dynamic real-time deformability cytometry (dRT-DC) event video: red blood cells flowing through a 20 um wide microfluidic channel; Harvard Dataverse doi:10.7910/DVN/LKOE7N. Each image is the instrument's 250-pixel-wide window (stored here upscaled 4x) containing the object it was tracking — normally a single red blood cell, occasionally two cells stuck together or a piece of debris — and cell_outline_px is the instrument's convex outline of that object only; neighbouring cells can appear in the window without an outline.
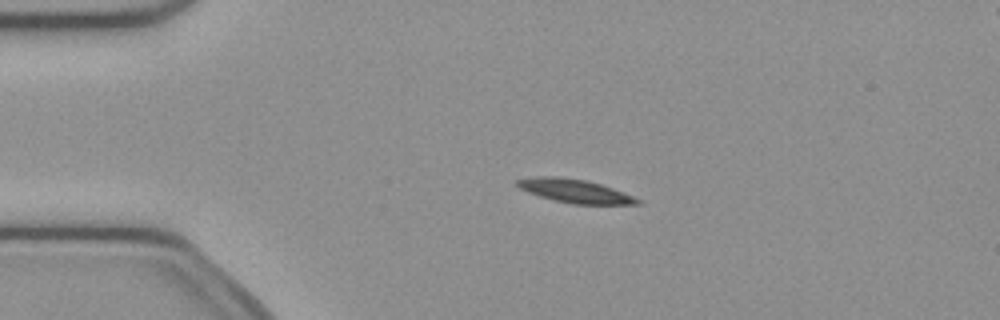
{"species": "common noctule bat (a hibernating species)", "species_latin": "Nyctalus noctula", "temperature_condition": "cold", "stored_images_in_passage": 51, "camera_frame_rate_fps": 3000, "um_per_image_px": 0.085, "animal": {"sex": "female", "body_mass_g": 21.9}, "frame": {"image": 1, "passage_image": 11, "time_ms": 3.333, "image_size_px": [1000, 320], "cell_outline_px": [[640, 204], [572, 204], [540, 196], [528, 192], [520, 188], [516, 184], [516, 180], [536, 176], [560, 176], [588, 180], [612, 188], [632, 196], [640, 200]], "centroid_in_image_um": [48.84, 16.22], "position_along_channel_um": 36.2, "area_um2": 16.3}}
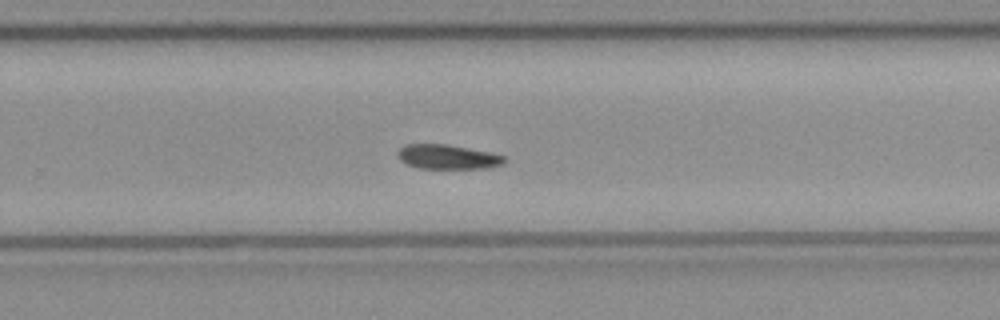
{"frame": {"image": 2, "passage_image": 33, "time_ms": 10.667, "image_size_px": [1000, 320], "cell_outline_px": [[504, 164], [488, 168], [420, 168], [404, 164], [400, 160], [396, 152], [404, 144], [448, 144], [488, 152], [504, 156]], "centroid_in_image_um": [37.99, 13.33], "position_along_channel_um": 291.8, "area_um2": 15.2}}
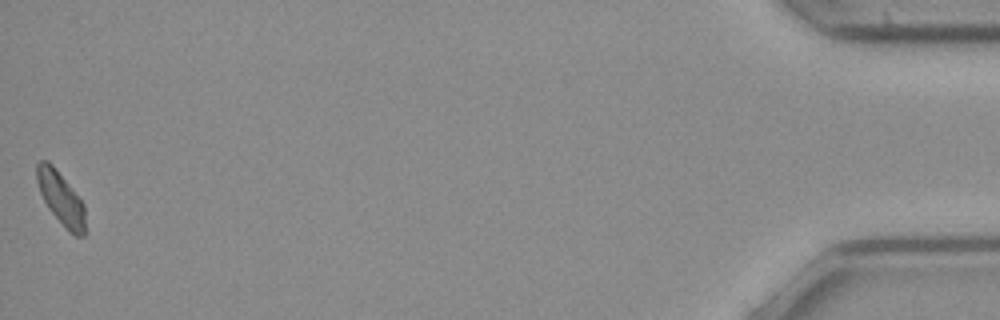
{"frame": {"image": 3, "passage_image": 51, "time_ms": 16.667, "image_size_px": [1000, 320], "cell_outline_px": [[88, 232], [84, 236], [76, 236], [68, 232], [48, 208], [40, 192], [36, 180], [36, 164], [40, 160], [48, 160], [52, 164], [84, 204]], "centroid_in_image_um": [5.21, 16.92], "position_along_channel_um": 430.0, "area_um2": 15.2}}